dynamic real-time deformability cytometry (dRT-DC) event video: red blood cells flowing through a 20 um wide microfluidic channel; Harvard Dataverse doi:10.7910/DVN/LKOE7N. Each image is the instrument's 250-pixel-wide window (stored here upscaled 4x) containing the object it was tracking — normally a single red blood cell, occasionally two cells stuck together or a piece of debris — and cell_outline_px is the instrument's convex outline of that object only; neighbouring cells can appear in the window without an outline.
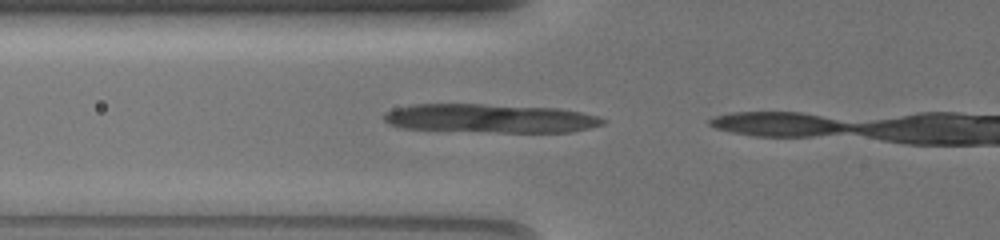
{"species": "common noctule bat (a hibernating species)", "species_latin": "Nyctalus noctula", "temperature_condition": "warm", "stored_images_in_passage": 4, "camera_frame_rate_fps": 3000, "um_per_image_px": 0.085, "animal": {"sex": "female", "body_mass_g": 19.5, "forearm_length_mm": 54.1}, "frame": {"image": 1, "passage_image": 3, "time_ms": 0.667, "image_size_px": [1000, 240], "cell_outline_px": [[604, 124], [572, 132], [500, 132], [404, 128], [388, 124], [384, 120], [384, 112], [396, 108], [416, 104], [480, 104], [556, 108], [580, 112], [596, 116], [604, 120]], "centroid_in_image_um": [41.65, 10.06], "position_along_channel_um": 84.1, "area_um2": 36.3}}